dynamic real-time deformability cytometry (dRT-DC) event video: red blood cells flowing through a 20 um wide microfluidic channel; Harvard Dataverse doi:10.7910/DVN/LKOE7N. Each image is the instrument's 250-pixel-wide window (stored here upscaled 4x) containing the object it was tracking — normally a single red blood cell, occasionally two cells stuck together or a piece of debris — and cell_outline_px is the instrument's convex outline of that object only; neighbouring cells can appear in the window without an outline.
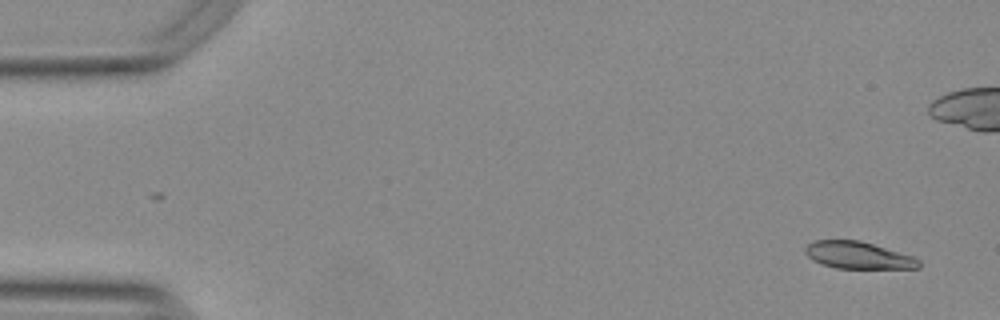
{"species": "Egyptian fruit bat (a non-hibernating species)", "species_latin": "Rousettus aegyptiacus", "temperature_condition": "warm", "stored_images_in_passage": 15, "camera_frame_rate_fps": 3000, "um_per_image_px": 0.085, "animal": {"sex": "female"}, "frame": {"image": 1, "passage_image": 3, "time_ms": 0.667, "image_size_px": [1000, 320], "cell_outline_px": [[920, 268], [836, 268], [812, 260], [804, 252], [804, 248], [808, 244], [816, 240], [860, 240], [912, 256], [920, 260]], "centroid_in_image_um": [72.93, 21.69], "position_along_channel_um": 12.1, "area_um2": 17.74}}